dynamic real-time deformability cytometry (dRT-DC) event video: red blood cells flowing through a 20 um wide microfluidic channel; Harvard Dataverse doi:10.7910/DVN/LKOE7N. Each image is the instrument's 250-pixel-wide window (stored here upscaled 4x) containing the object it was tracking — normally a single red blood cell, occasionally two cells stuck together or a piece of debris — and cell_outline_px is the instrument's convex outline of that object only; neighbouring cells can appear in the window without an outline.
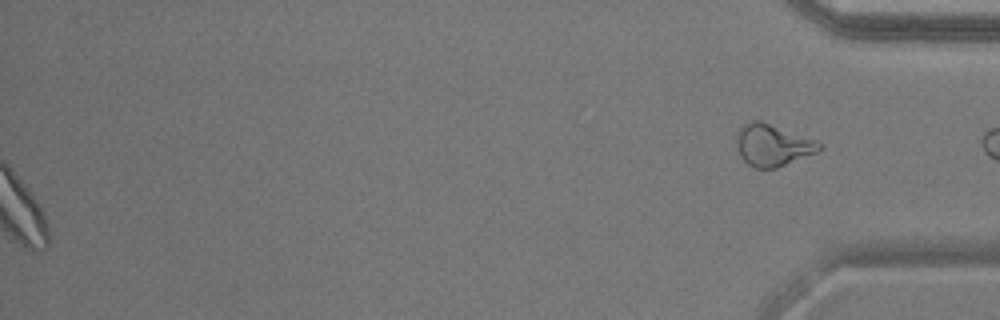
{"species": "common noctule bat (a hibernating species)", "species_latin": "Nyctalus noctula", "temperature_condition": "warm", "stored_images_in_passage": 54, "segment_of_instrument_passage": [2, 2], "camera_frame_rate_fps": 3000, "um_per_image_px": 0.085, "animal": {"sex": "male", "body_mass_g": 17.9}, "frame": {"image": 1, "passage_image": 54, "time_ms": 17.667, "image_size_px": [1000, 320], "cell_outline_px": [[824, 148], [820, 152], [776, 168], [756, 168], [748, 164], [740, 156], [736, 148], [736, 132], [740, 124], [752, 120], [760, 120], [816, 140], [824, 144]], "centroid_in_image_um": [65.68, 12.33], "position_along_channel_um": 369.5, "area_um2": 20.69}}